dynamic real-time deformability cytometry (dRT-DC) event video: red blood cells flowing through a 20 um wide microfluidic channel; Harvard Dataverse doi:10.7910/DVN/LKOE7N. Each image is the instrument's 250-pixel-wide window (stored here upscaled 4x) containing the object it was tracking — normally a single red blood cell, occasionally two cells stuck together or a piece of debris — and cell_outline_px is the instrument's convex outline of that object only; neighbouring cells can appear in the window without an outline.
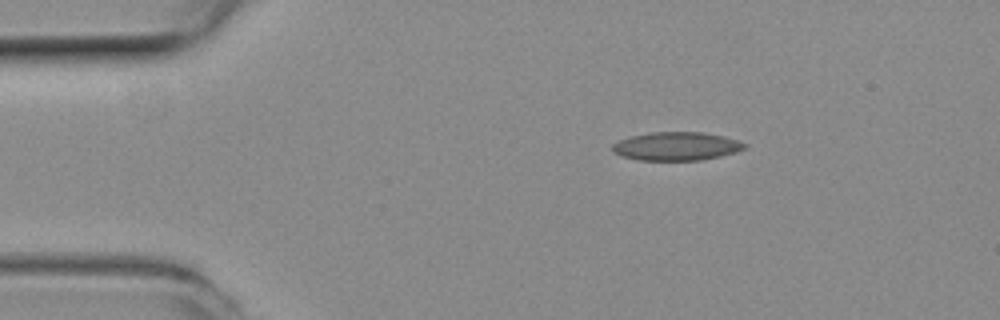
{"species": "common noctule bat (a hibernating species)", "species_latin": "Nyctalus noctula", "temperature_condition": "room temperature", "stored_images_in_passage": 44, "camera_frame_rate_fps": 3000, "um_per_image_px": 0.085, "animal": {"sex": "female", "body_mass_g": 19.3, "forearm_length_mm": 54.1}, "frame": {"image": 1, "passage_image": 1, "time_ms": 0.0, "image_size_px": [1000, 320], "cell_outline_px": [[748, 148], [736, 152], [720, 156], [700, 160], [636, 160], [612, 152], [612, 144], [620, 140], [632, 136], [652, 132], [704, 132], [724, 136], [748, 144]], "centroid_in_image_um": [57.53, 12.43], "position_along_channel_um": 27.5, "area_um2": 21.91}}
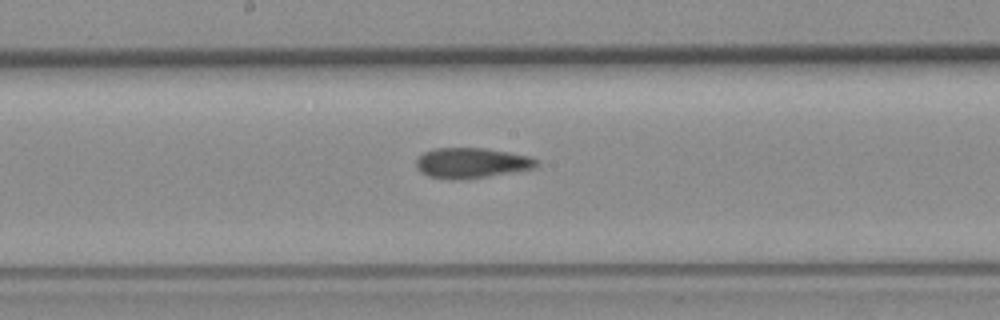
{"frame": {"image": 2, "passage_image": 19, "time_ms": 6.0, "image_size_px": [1000, 320], "cell_outline_px": [[540, 164], [532, 168], [512, 172], [488, 176], [460, 180], [448, 180], [428, 176], [420, 172], [416, 168], [416, 156], [432, 148], [484, 148], [508, 152], [528, 156], [536, 160]], "centroid_in_image_um": [39.99, 13.85], "position_along_channel_um": 208.2, "area_um2": 21.39}}
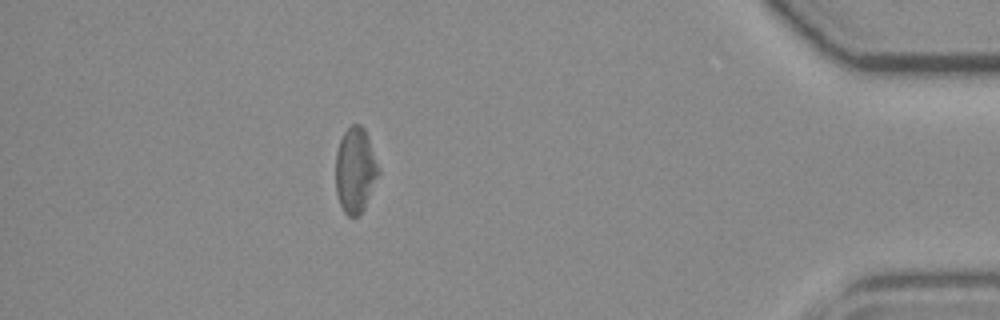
{"frame": {"image": 3, "passage_image": 38, "time_ms": 12.333, "image_size_px": [1000, 320], "cell_outline_px": [[380, 172], [364, 208], [356, 216], [348, 216], [344, 212], [340, 204], [336, 192], [336, 152], [340, 140], [344, 132], [352, 124], [360, 124], [364, 128], [380, 168]], "centroid_in_image_um": [30.2, 14.45], "position_along_channel_um": 405.0, "area_um2": 21.15}, "authors_computed_cell_mechanics": {"area_um2": 21.4149, "velocity_mm_per_s": 3.9533, "shape_relaxation_time_tau1_ms": null, "shape_relaxation_time_tau2_ms": 5.4564, "deformation_change_tau1": null, "deformation_change_tau2": 0.1333}}